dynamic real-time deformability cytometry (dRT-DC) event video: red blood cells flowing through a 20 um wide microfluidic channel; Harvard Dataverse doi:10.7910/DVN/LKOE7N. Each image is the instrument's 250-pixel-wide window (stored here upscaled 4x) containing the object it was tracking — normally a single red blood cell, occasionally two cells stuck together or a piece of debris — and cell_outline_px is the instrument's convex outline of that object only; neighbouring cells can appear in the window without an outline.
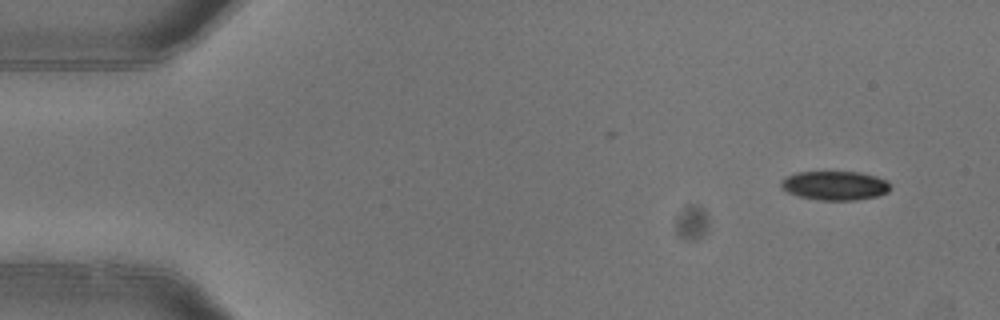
{"species": "common noctule bat (a hibernating species)", "species_latin": "Nyctalus noctula", "temperature_condition": "warm", "stored_images_in_passage": 5, "segment_of_instrument_passage": [1, 2], "camera_frame_rate_fps": 3000, "um_per_image_px": 0.085, "animal": {"sex": "female"}, "frame": {"image": 1, "passage_image": 1, "time_ms": 0.0, "image_size_px": [1000, 320], "cell_outline_px": [[888, 192], [876, 196], [856, 200], [820, 200], [800, 196], [788, 192], [780, 188], [780, 180], [784, 176], [796, 172], [860, 172], [876, 176], [888, 180]], "centroid_in_image_um": [70.92, 15.76], "position_along_channel_um": 14.1, "area_um2": 18.55}}
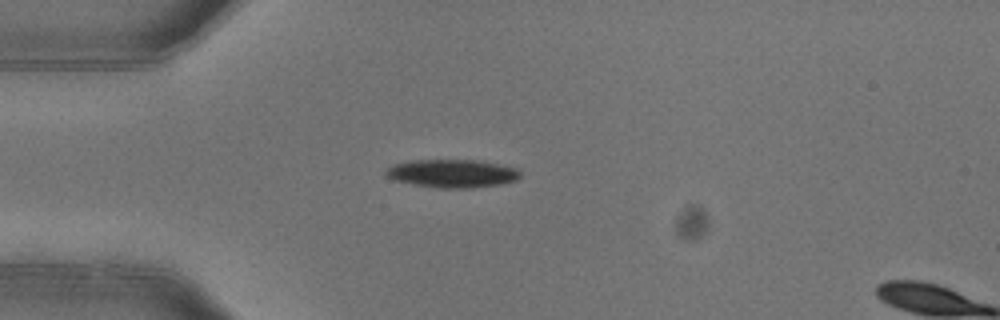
{"frame": {"image": 2, "passage_image": 4, "time_ms": 1.0, "image_size_px": [1000, 320], "cell_outline_px": [[520, 176], [516, 180], [500, 184], [472, 188], [440, 188], [392, 180], [384, 172], [392, 164], [412, 160], [480, 160], [516, 168], [520, 172]], "centroid_in_image_um": [38.43, 14.74], "position_along_channel_um": 46.6, "area_um2": 21.96}}